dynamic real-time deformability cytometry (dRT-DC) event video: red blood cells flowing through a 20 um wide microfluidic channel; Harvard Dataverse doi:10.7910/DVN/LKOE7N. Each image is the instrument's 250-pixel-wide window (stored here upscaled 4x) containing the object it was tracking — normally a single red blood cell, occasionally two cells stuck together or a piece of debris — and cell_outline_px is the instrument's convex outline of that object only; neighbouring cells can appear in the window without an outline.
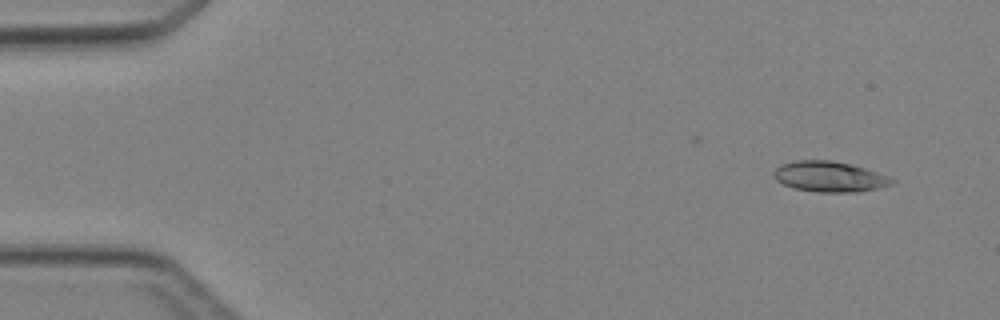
{"species": "Egyptian fruit bat (a non-hibernating species)", "species_latin": "Rousettus aegyptiacus", "temperature_condition": "cold", "stored_images_in_passage": 3, "camera_frame_rate_fps": 3000, "um_per_image_px": 0.085, "animal": {"sex": "female"}, "frame": {"image": 1, "passage_image": 1, "time_ms": 0.0, "image_size_px": [1000, 320], "cell_outline_px": [[896, 180], [892, 184], [880, 188], [856, 192], [816, 192], [792, 188], [776, 180], [772, 176], [772, 172], [780, 164], [796, 160], [832, 160], [864, 168], [888, 176]], "centroid_in_image_um": [70.47, 15.02], "position_along_channel_um": 14.5, "area_um2": 21.1}}
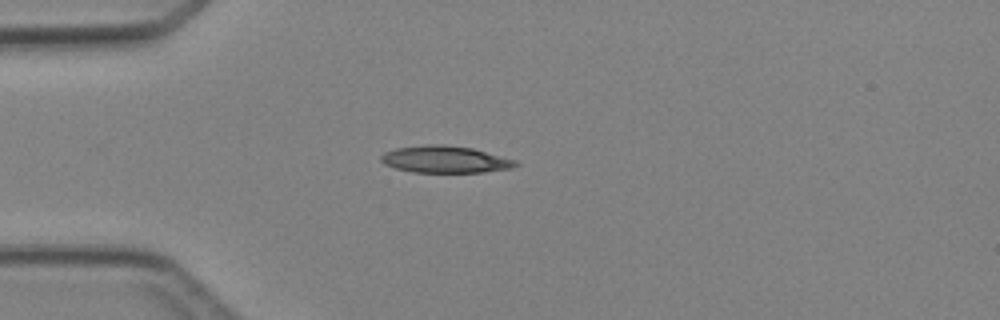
{"frame": {"image": 2, "passage_image": 3, "time_ms": 3.0, "image_size_px": [1000, 320], "cell_outline_px": [[520, 164], [516, 168], [484, 172], [412, 172], [396, 168], [384, 164], [380, 160], [380, 156], [384, 152], [396, 148], [424, 144], [444, 144], [472, 148], [516, 160]], "centroid_in_image_um": [37.85, 13.55], "position_along_channel_um": 47.1, "area_um2": 21.33}}